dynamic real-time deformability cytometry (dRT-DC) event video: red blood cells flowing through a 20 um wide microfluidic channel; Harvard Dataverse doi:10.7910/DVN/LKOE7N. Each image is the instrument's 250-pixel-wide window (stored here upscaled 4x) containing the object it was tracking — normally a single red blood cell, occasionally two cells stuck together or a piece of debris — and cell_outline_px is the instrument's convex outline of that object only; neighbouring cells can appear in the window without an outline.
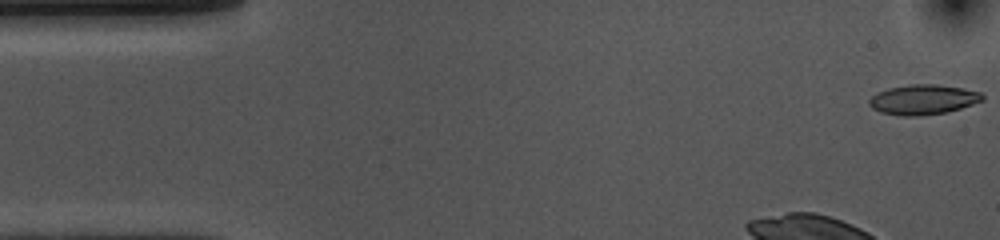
{"species": "common noctule bat (a hibernating species)", "species_latin": "Nyctalus noctula", "temperature_condition": "cold", "stored_images_in_passage": 41, "camera_frame_rate_fps": 3000, "um_per_image_px": 0.085, "animal": {"sex": "female", "body_mass_g": 10.0, "forearm_length_mm": 53.1}, "frame": {"image": 1, "passage_image": 1, "time_ms": 0.0, "image_size_px": [1000, 240], "cell_outline_px": [[984, 100], [948, 112], [920, 116], [900, 116], [880, 112], [872, 108], [868, 104], [868, 100], [876, 92], [888, 88], [912, 84], [936, 84], [960, 88], [980, 92], [984, 96]], "centroid_in_image_um": [78.43, 8.47], "position_along_channel_um": 6.6, "area_um2": 19.83}}